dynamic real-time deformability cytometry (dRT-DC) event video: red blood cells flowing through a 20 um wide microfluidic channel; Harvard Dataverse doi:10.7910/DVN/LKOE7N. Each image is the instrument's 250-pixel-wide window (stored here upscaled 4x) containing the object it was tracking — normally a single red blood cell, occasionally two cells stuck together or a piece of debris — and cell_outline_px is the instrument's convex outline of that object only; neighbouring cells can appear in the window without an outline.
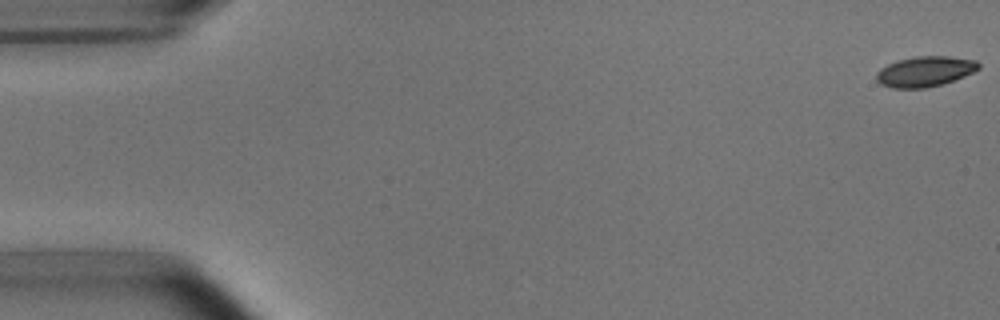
{"species": "common noctule bat (a hibernating species)", "species_latin": "Nyctalus noctula", "temperature_condition": "room temperature", "stored_images_in_passage": 5, "camera_frame_rate_fps": 3000, "um_per_image_px": 0.085, "animal": {"sex": "male", "body_mass_g": 15.6}, "frame": {"image": 1, "passage_image": 1, "time_ms": 0.0, "image_size_px": [1000, 320], "cell_outline_px": [[980, 68], [964, 76], [944, 84], [924, 88], [892, 88], [880, 84], [876, 80], [876, 72], [880, 68], [896, 60], [916, 56], [948, 56], [976, 60], [980, 64]], "centroid_in_image_um": [78.6, 6.07], "position_along_channel_um": 6.4, "area_um2": 18.21}}